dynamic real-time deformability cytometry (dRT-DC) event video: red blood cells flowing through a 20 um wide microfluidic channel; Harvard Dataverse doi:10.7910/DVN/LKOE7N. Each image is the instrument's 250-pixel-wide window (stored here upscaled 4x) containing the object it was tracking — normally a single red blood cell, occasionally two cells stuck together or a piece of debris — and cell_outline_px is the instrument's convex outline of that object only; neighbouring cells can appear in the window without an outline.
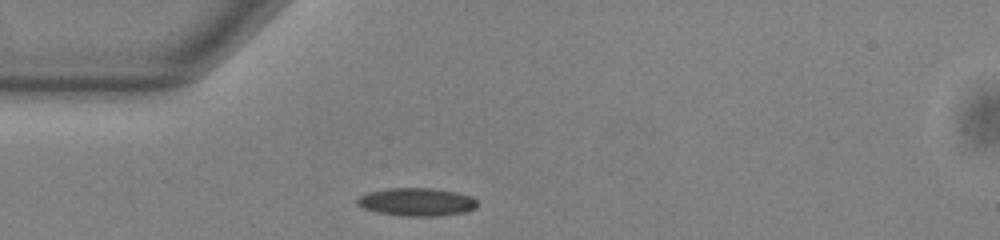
{"species": "common noctule bat (a hibernating species)", "species_latin": "Nyctalus noctula", "temperature_condition": "warm", "stored_images_in_passage": 40, "camera_frame_rate_fps": 3000, "um_per_image_px": 0.085, "animal": {"sex": "male", "body_mass_g": 13.0, "forearm_length_mm": 53.1}, "frame": {"image": 1, "passage_image": 1, "time_ms": 0.0, "image_size_px": [1000, 240], "cell_outline_px": [[476, 208], [464, 212], [436, 216], [404, 216], [376, 212], [364, 208], [356, 204], [356, 200], [360, 196], [368, 192], [388, 188], [436, 188], [456, 192], [472, 196], [476, 200]], "centroid_in_image_um": [35.41, 17.16], "position_along_channel_um": 49.6, "area_um2": 19.65}}
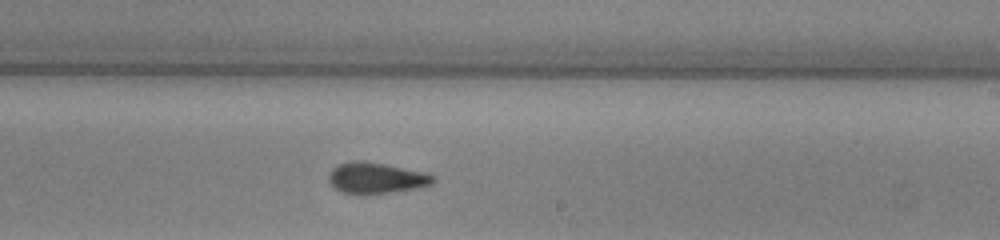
{"frame": {"image": 2, "passage_image": 18, "time_ms": 5.667, "image_size_px": [1000, 240], "cell_outline_px": [[436, 180], [432, 184], [420, 188], [364, 196], [344, 192], [336, 188], [328, 180], [328, 176], [332, 168], [340, 164], [352, 160], [356, 160], [384, 164], [424, 172], [436, 176]], "centroid_in_image_um": [32.0, 15.15], "position_along_channel_um": 257.0, "area_um2": 19.07}}
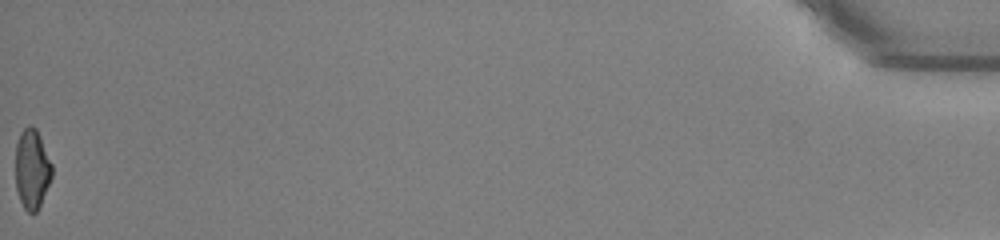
{"frame": {"image": 3, "passage_image": 40, "time_ms": 13.0, "image_size_px": [1000, 240], "cell_outline_px": [[52, 176], [40, 204], [36, 212], [28, 212], [24, 208], [20, 200], [16, 188], [16, 144], [20, 132], [28, 124], [36, 128], [40, 136], [52, 164]], "centroid_in_image_um": [2.71, 14.34], "position_along_channel_um": 432.5, "area_um2": 16.82}, "authors_computed_cell_mechanics": {"area_um2": 18.1781, "velocity_mm_per_s": 3.8623, "shape_relaxation_time_tau1_ms": 7.7361, "shape_relaxation_time_tau2_ms": 1.7554, "deformation_change_tau1": 0.19, "deformation_change_tau2": 0.096}}